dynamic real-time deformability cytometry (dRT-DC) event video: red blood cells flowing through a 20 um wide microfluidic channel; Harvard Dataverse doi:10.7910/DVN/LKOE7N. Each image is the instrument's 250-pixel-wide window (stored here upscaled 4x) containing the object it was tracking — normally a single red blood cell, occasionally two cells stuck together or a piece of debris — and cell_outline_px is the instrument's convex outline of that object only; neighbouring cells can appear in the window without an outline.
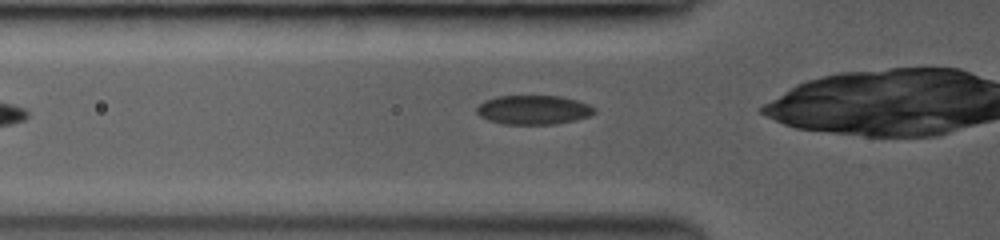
{"species": "common noctule bat (a hibernating species)", "species_latin": "Nyctalus noctula", "temperature_condition": "room temperature", "stored_images_in_passage": 34, "camera_frame_rate_fps": 3500, "um_per_image_px": 0.085, "animal": {"sex": "female", "body_mass_g": 19.0, "forearm_length_mm": 53.3}, "frame": {"image": 1, "passage_image": 5, "time_ms": 1.143, "image_size_px": [1000, 240], "cell_outline_px": [[596, 112], [588, 116], [572, 120], [552, 124], [500, 124], [488, 120], [480, 116], [476, 112], [476, 108], [480, 104], [488, 100], [500, 96], [560, 96], [576, 100], [588, 104], [596, 108]], "centroid_in_image_um": [45.34, 9.34], "position_along_channel_um": 80.5, "area_um2": 19.77}}
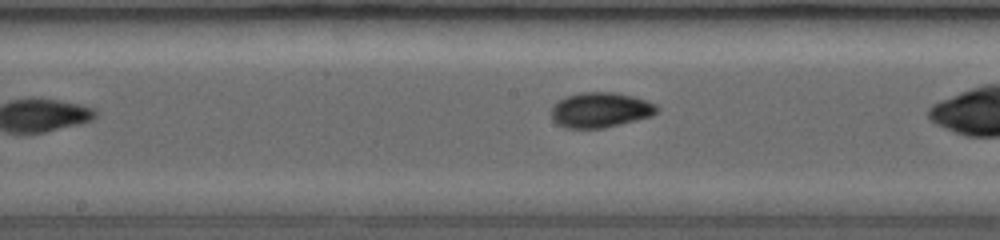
{"frame": {"image": 2, "passage_image": 15, "time_ms": 4.0, "image_size_px": [1000, 240], "cell_outline_px": [[656, 112], [652, 116], [604, 128], [564, 128], [556, 124], [552, 116], [552, 108], [560, 100], [568, 96], [584, 92], [612, 92], [644, 100], [652, 104], [656, 108]], "centroid_in_image_um": [50.98, 9.37], "position_along_channel_um": 197.2, "area_um2": 21.04}}
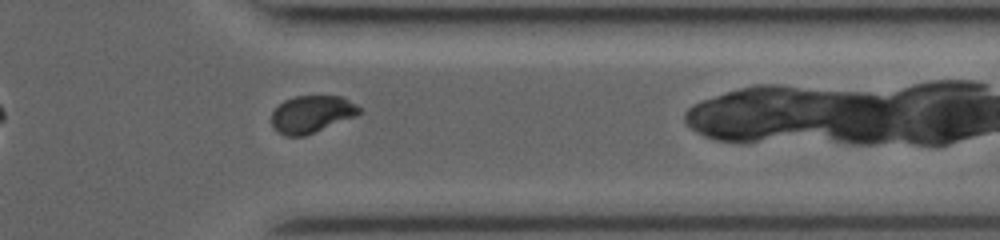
{"frame": {"image": 3, "passage_image": 31, "time_ms": 8.571, "image_size_px": [1000, 240], "cell_outline_px": [[364, 112], [356, 116], [304, 136], [284, 136], [272, 128], [272, 112], [284, 100], [296, 96], [340, 96], [364, 108]], "centroid_in_image_um": [26.52, 9.7], "position_along_channel_um": 384.9, "area_um2": 19.13}}